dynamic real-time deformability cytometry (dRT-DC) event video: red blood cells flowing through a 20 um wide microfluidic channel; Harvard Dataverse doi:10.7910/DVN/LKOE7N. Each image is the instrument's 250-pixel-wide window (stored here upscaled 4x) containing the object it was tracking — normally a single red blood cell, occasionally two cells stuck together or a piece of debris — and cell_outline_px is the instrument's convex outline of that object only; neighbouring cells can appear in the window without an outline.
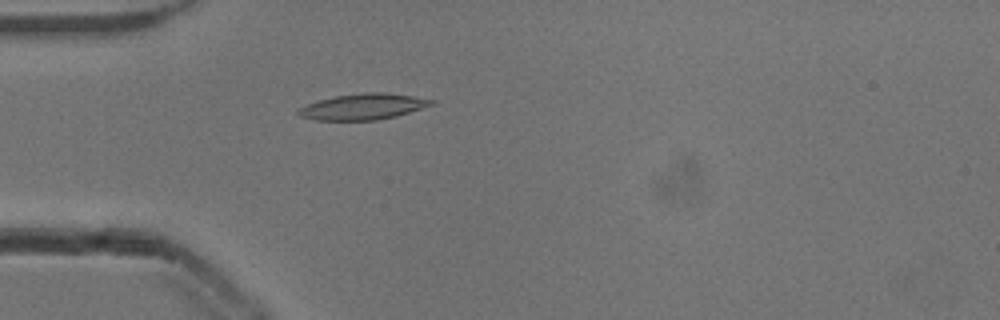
{"species": "common noctule bat (a hibernating species)", "species_latin": "Nyctalus noctula", "temperature_condition": "cold", "stored_images_in_passage": 48, "camera_frame_rate_fps": 3000, "um_per_image_px": 0.085, "animal": {"sex": "male", "body_mass_g": 13.3}, "frame": {"image": 1, "passage_image": 10, "time_ms": 3.0, "image_size_px": [1000, 320], "cell_outline_px": [[436, 104], [396, 116], [376, 120], [316, 120], [300, 116], [296, 112], [300, 108], [308, 104], [320, 100], [336, 96], [364, 92], [384, 92], [412, 96], [436, 100]], "centroid_in_image_um": [30.91, 9.06], "position_along_channel_um": 54.1, "area_um2": 20.0}}
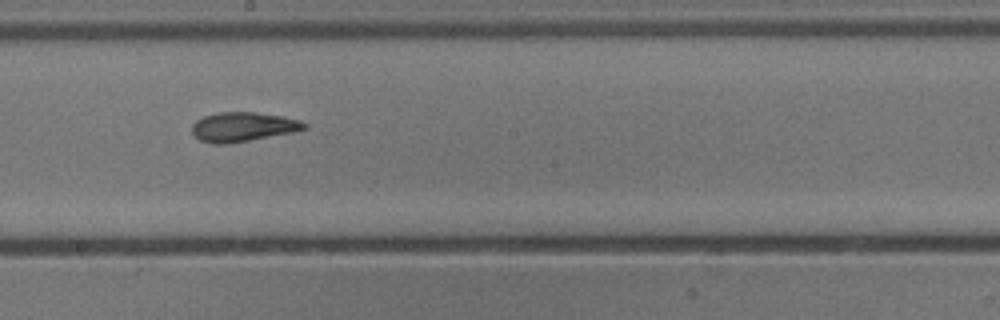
{"frame": {"image": 2, "passage_image": 24, "time_ms": 7.667, "image_size_px": [1000, 320], "cell_outline_px": [[308, 128], [292, 132], [228, 144], [212, 144], [200, 140], [192, 132], [192, 124], [196, 120], [204, 116], [216, 112], [256, 112], [280, 116], [300, 120], [308, 124]], "centroid_in_image_um": [20.63, 10.78], "position_along_channel_um": 227.6, "area_um2": 19.19}}
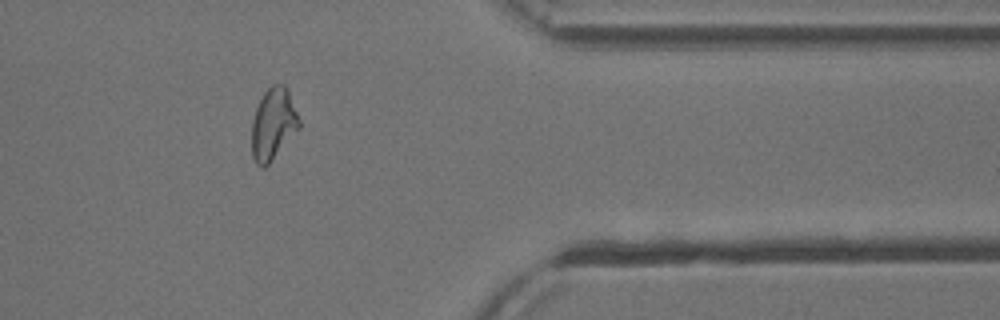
{"frame": {"image": 3, "passage_image": 38, "time_ms": 12.333, "image_size_px": [1000, 320], "cell_outline_px": [[300, 128], [268, 164], [264, 168], [260, 168], [256, 164], [252, 156], [252, 120], [256, 108], [264, 92], [272, 84], [284, 84], [288, 88], [300, 120]], "centroid_in_image_um": [23.23, 10.53], "position_along_channel_um": 388.2, "area_um2": 19.88}, "authors_computed_cell_mechanics": {"area_um2": 19.5942, "velocity_mm_per_s": 3.8582, "shape_relaxation_time_tau1_ms": 11.0393, "shape_relaxation_time_tau2_ms": 2.521, "deformation_change_tau1": 0.2791, "deformation_change_tau2": 0.1027}}